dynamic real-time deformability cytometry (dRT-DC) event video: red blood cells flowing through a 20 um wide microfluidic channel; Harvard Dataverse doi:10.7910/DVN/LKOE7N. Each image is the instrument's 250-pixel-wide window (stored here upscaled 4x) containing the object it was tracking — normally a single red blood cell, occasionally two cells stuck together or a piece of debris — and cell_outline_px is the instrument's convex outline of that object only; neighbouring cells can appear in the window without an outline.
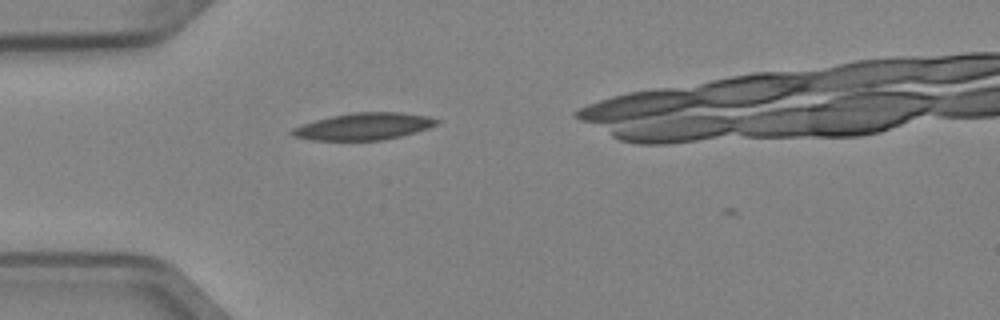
{"species": "Egyptian fruit bat (a non-hibernating species)", "species_latin": "Rousettus aegyptiacus", "temperature_condition": "cold", "stored_images_in_passage": 2, "camera_frame_rate_fps": 3000, "um_per_image_px": 0.085, "animal": {"sex": "female"}, "frame": {"image": 1, "passage_image": 1, "time_ms": 0.0, "image_size_px": [1000, 320], "cell_outline_px": [[440, 120], [436, 124], [428, 128], [400, 136], [384, 140], [308, 140], [292, 136], [288, 132], [292, 128], [316, 120], [332, 116], [352, 112], [400, 112], [428, 116]], "centroid_in_image_um": [30.89, 10.74], "position_along_channel_um": 54.1, "area_um2": 22.66}}